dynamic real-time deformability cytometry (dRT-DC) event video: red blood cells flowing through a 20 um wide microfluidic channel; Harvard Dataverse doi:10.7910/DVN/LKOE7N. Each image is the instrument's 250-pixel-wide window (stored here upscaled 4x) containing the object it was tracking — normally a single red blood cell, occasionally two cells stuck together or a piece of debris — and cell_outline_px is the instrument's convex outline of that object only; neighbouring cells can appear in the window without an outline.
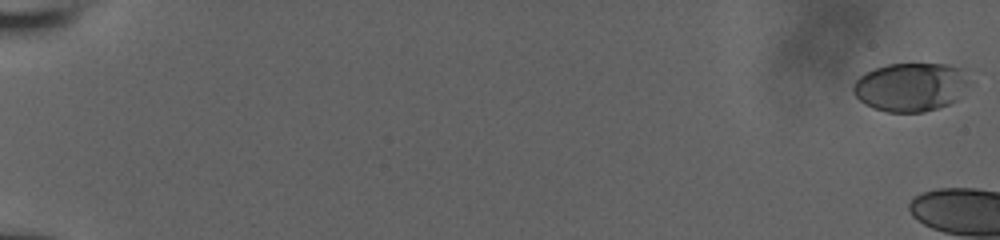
{"species": "human", "species_latin": "Homo sapiens", "temperature_condition": "room temperature", "stored_images_in_passage": 14, "camera_frame_rate_fps": 3000, "um_per_image_px": 0.085, "donor": {"sex": "male"}, "frame": {"image": 1, "passage_image": 1, "time_ms": 0.0, "image_size_px": [1000, 240], "cell_outline_px": [[968, 84], [956, 100], [948, 104], [924, 112], [884, 112], [872, 108], [864, 104], [852, 92], [852, 84], [864, 72], [872, 68], [888, 64], [948, 64], [960, 68], [968, 80]], "centroid_in_image_um": [77.34, 7.39], "position_along_channel_um": 7.7, "area_um2": 32.95}}
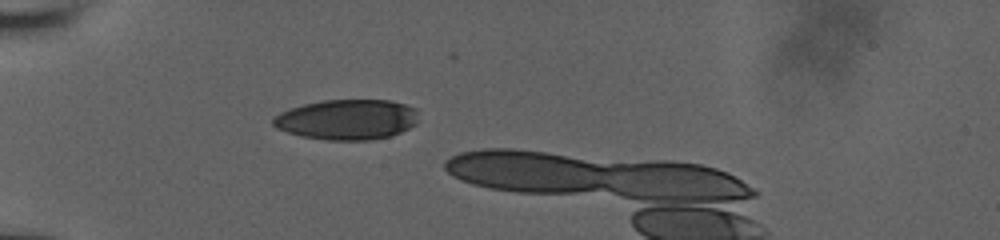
{"frame": {"image": 2, "passage_image": 12, "time_ms": 6.667, "image_size_px": [1000, 240], "cell_outline_px": [[416, 124], [392, 136], [368, 140], [328, 140], [300, 136], [276, 128], [272, 124], [272, 116], [280, 112], [304, 104], [324, 100], [388, 100], [404, 104], [416, 108]], "centroid_in_image_um": [29.47, 10.16], "position_along_channel_um": 55.5, "area_um2": 34.1}}